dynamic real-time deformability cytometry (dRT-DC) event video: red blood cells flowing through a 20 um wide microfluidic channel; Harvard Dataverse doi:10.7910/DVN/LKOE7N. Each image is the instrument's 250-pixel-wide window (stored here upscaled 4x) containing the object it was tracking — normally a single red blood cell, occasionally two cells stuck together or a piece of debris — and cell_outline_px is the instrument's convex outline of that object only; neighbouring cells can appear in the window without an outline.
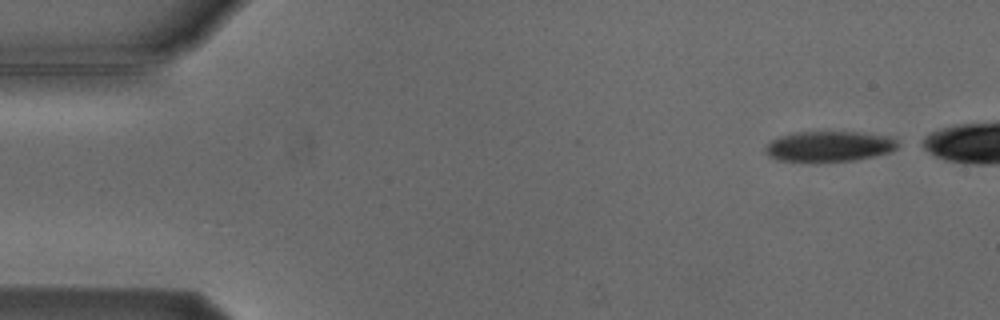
{"species": "Egyptian fruit bat (a non-hibernating species)", "species_latin": "Rousettus aegyptiacus", "temperature_condition": "cold", "stored_images_in_passage": 4, "camera_frame_rate_fps": 3000, "um_per_image_px": 0.085, "animal": {"sex": "male"}, "frame": {"image": 1, "passage_image": 1, "time_ms": 0.0, "image_size_px": [1000, 320], "cell_outline_px": [[896, 148], [888, 152], [856, 160], [820, 164], [812, 164], [776, 160], [768, 156], [764, 152], [764, 148], [772, 140], [780, 136], [792, 132], [860, 132], [888, 136], [896, 140]], "centroid_in_image_um": [70.37, 12.48], "position_along_channel_um": 14.6, "area_um2": 24.22}}